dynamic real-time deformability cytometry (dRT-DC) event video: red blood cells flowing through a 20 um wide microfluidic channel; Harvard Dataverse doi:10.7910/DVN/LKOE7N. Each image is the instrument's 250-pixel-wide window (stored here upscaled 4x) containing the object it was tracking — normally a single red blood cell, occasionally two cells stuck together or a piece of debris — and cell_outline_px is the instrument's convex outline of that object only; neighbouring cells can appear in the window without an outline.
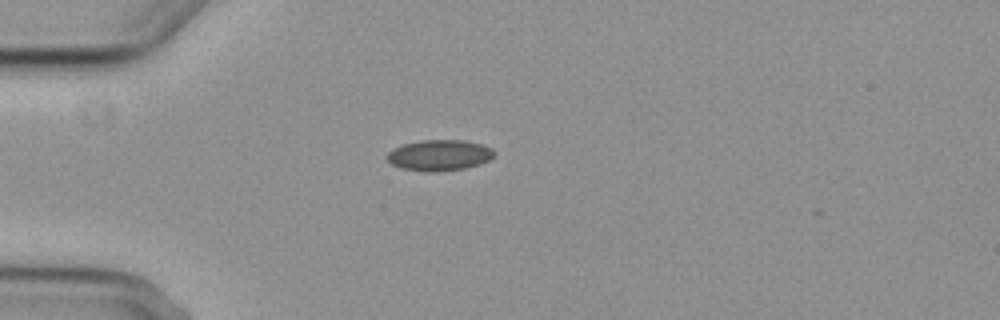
{"species": "common noctule bat (a hibernating species)", "species_latin": "Nyctalus noctula", "temperature_condition": "cold", "stored_images_in_passage": 2, "camera_frame_rate_fps": 3000, "um_per_image_px": 0.085, "animal": {"sex": "female", "body_mass_g": 29.2, "forearm_length_mm": 56.3}, "frame": {"image": 1, "passage_image": 1, "time_ms": 0.0, "image_size_px": [1000, 320], "cell_outline_px": [[496, 152], [488, 160], [480, 164], [464, 168], [400, 168], [392, 164], [388, 160], [388, 152], [404, 144], [420, 140], [464, 140], [480, 144], [492, 148]], "centroid_in_image_um": [37.39, 13.13], "position_along_channel_um": 47.6, "area_um2": 18.09}}